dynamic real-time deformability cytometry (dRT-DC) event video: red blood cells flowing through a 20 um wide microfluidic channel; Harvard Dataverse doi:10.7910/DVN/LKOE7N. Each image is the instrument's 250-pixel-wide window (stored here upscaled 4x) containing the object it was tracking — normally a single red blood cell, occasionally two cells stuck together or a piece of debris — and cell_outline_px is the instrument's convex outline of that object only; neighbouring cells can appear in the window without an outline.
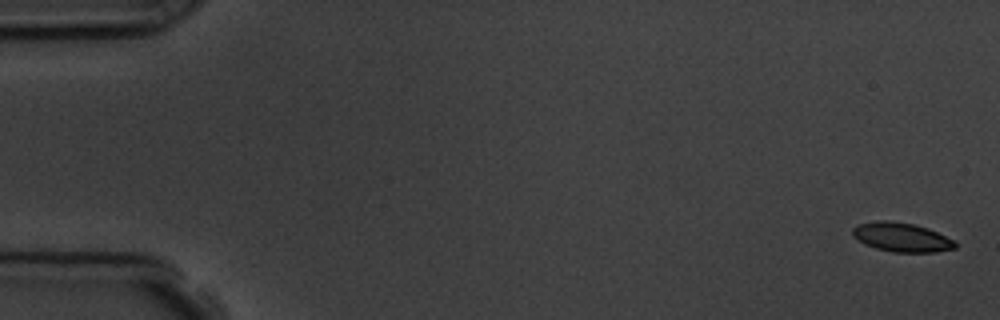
{"species": "common noctule bat (a hibernating species)", "species_latin": "Nyctalus noctula", "temperature_condition": "room temperature", "stored_images_in_passage": 4, "camera_frame_rate_fps": 3000, "um_per_image_px": 0.085, "animal": {"sex": "male", "body_mass_g": 19.5, "forearm_length_mm": 54.6}, "frame": {"image": 1, "passage_image": 1, "time_ms": 0.0, "image_size_px": [1000, 320], "cell_outline_px": [[956, 248], [936, 252], [892, 252], [876, 248], [864, 244], [852, 236], [852, 228], [860, 224], [876, 220], [888, 220], [912, 224], [928, 228], [952, 240], [956, 244]], "centroid_in_image_um": [76.59, 20.16], "position_along_channel_um": 8.4, "area_um2": 17.28}}
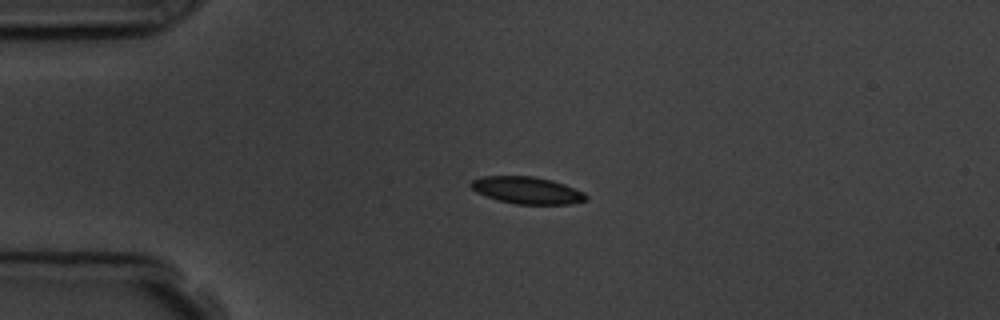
{"frame": {"image": 2, "passage_image": 4, "time_ms": 4.0, "image_size_px": [1000, 320], "cell_outline_px": [[588, 200], [572, 204], [516, 204], [500, 200], [476, 192], [468, 184], [472, 180], [484, 176], [532, 176], [552, 180], [564, 184], [584, 192], [588, 196]], "centroid_in_image_um": [44.83, 16.17], "position_along_channel_um": 40.2, "area_um2": 18.09}}